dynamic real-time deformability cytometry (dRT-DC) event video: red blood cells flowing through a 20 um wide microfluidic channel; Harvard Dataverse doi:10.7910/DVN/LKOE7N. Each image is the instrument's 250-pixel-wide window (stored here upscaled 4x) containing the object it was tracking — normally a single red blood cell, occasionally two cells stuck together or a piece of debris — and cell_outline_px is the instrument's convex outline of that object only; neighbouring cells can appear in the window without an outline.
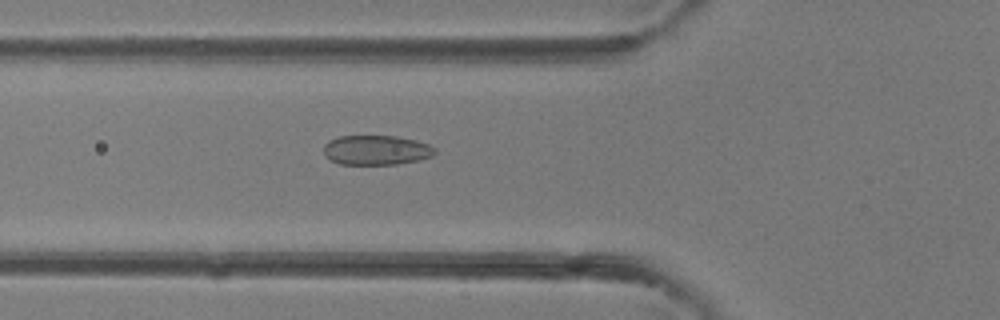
{"species": "common noctule bat (a hibernating species)", "species_latin": "Nyctalus noctula", "temperature_condition": "room temperature", "stored_images_in_passage": 37, "camera_frame_rate_fps": 3000, "um_per_image_px": 0.085, "animal": {"sex": "female"}, "frame": {"image": 1, "passage_image": 14, "time_ms": 4.333, "image_size_px": [1000, 320], "cell_outline_px": [[436, 152], [432, 156], [420, 160], [396, 164], [340, 164], [328, 160], [324, 156], [324, 144], [328, 140], [340, 136], [396, 136], [416, 140], [428, 144], [436, 148]], "centroid_in_image_um": [31.97, 12.76], "position_along_channel_um": 93.8, "area_um2": 19.42}}
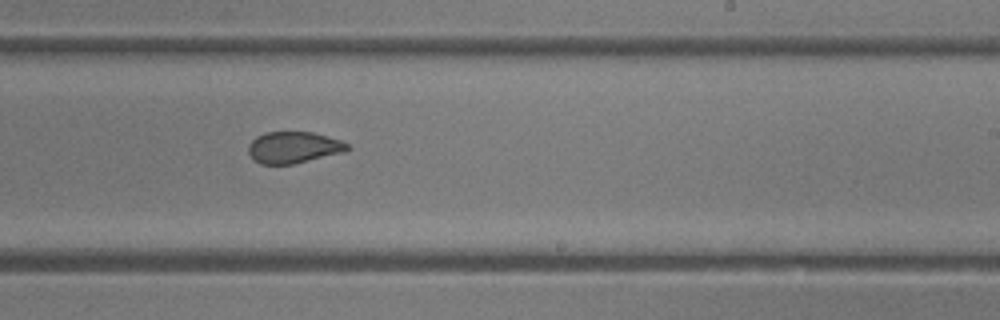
{"frame": {"image": 2, "passage_image": 24, "time_ms": 7.667, "image_size_px": [1000, 320], "cell_outline_px": [[352, 148], [344, 152], [292, 164], [260, 164], [252, 160], [248, 152], [248, 148], [252, 140], [256, 136], [264, 132], [312, 132], [340, 140], [348, 144]], "centroid_in_image_um": [24.93, 12.53], "position_along_channel_um": 264.1, "area_um2": 18.21}}
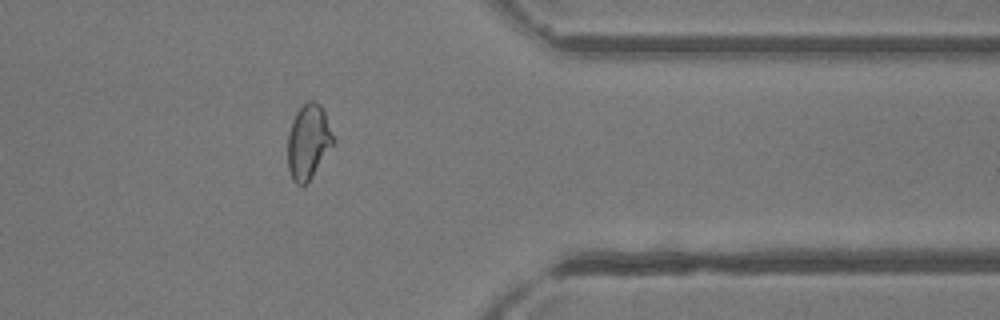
{"frame": {"image": 3, "passage_image": 32, "time_ms": 10.333, "image_size_px": [1000, 320], "cell_outline_px": [[336, 140], [308, 184], [296, 184], [292, 180], [288, 168], [288, 132], [292, 120], [296, 112], [308, 100], [312, 100], [320, 104], [324, 112]], "centroid_in_image_um": [26.21, 12.06], "position_along_channel_um": 385.2, "area_um2": 20.0}}